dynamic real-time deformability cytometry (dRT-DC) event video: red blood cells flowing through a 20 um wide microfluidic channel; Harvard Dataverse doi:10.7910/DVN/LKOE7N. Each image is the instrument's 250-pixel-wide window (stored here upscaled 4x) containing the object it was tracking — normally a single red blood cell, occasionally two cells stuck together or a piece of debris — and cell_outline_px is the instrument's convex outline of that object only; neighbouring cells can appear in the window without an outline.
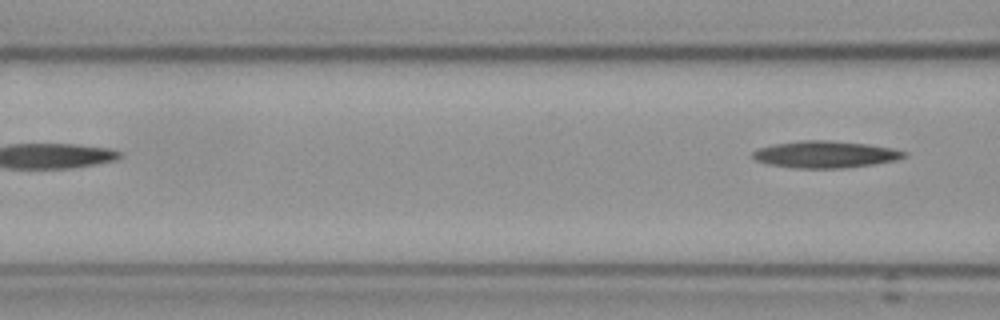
{"species": "Egyptian fruit bat (a non-hibernating species)", "species_latin": "Rousettus aegyptiacus", "temperature_condition": "cold", "stored_images_in_passage": 3, "camera_frame_rate_fps": 3000, "um_per_image_px": 0.085, "frame": {"image": 1, "passage_image": 3, "time_ms": 2.333, "image_size_px": [1000, 320], "cell_outline_px": [[908, 156], [896, 160], [872, 164], [844, 168], [796, 168], [768, 164], [756, 160], [752, 156], [752, 152], [760, 148], [776, 144], [804, 140], [828, 140], [868, 144], [892, 148], [908, 152]], "centroid_in_image_um": [70.19, 13.12], "position_along_channel_um": 96.4, "area_um2": 23.58}}